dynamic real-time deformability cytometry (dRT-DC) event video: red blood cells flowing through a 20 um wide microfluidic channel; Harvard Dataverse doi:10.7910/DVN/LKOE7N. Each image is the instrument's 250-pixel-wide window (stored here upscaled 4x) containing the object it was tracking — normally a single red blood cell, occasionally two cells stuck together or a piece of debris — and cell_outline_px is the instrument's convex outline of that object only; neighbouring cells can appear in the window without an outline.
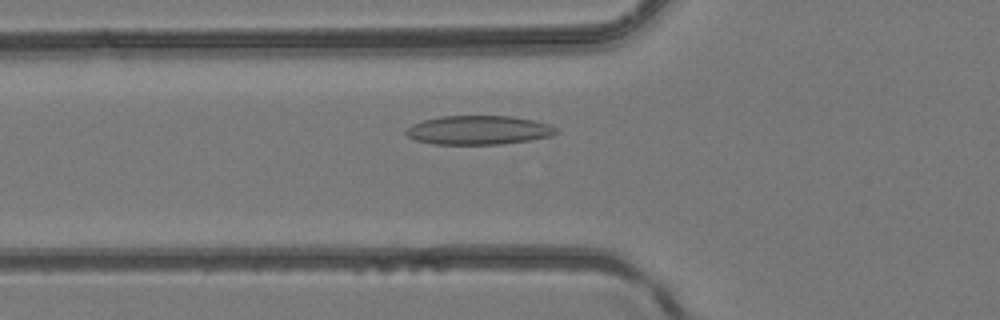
{"species": "common noctule bat (a hibernating species)", "species_latin": "Nyctalus noctula", "temperature_condition": "room temperature", "stored_images_in_passage": 30, "camera_frame_rate_fps": 3000, "um_per_image_px": 0.085, "animal": {"sex": "female", "body_mass_g": 24.6, "forearm_length_mm": 56.2}, "frame": {"image": 1, "passage_image": 3, "time_ms": 0.667, "image_size_px": [1000, 320], "cell_outline_px": [[560, 132], [548, 136], [532, 140], [500, 144], [432, 144], [416, 140], [408, 136], [404, 132], [404, 128], [412, 124], [424, 120], [440, 116], [512, 116], [552, 124]], "centroid_in_image_um": [40.67, 11.06], "position_along_channel_um": 85.1, "area_um2": 25.49}}
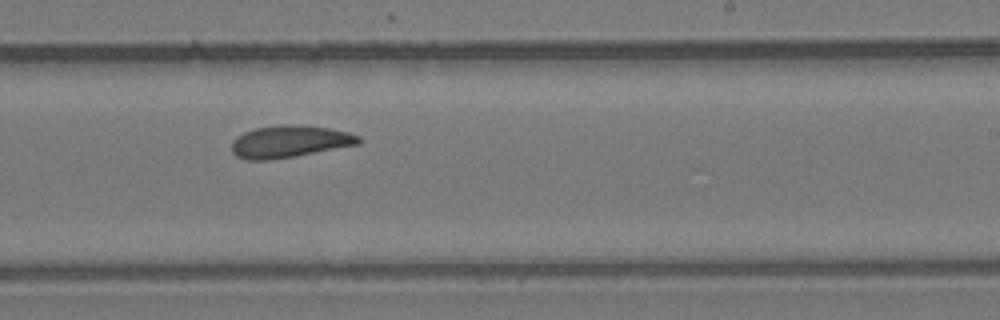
{"frame": {"image": 2, "passage_image": 14, "time_ms": 4.333, "image_size_px": [1000, 320], "cell_outline_px": [[360, 144], [296, 156], [268, 160], [244, 160], [236, 156], [232, 152], [232, 140], [236, 136], [244, 132], [256, 128], [328, 128], [348, 132], [360, 136]], "centroid_in_image_um": [24.58, 12.1], "position_along_channel_um": 264.4, "area_um2": 22.66}}
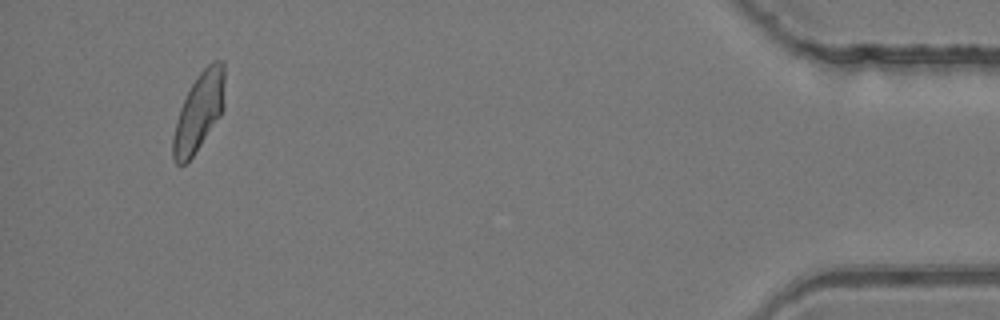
{"frame": {"image": 3, "passage_image": 28, "time_ms": 9.0, "image_size_px": [1000, 320], "cell_outline_px": [[224, 108], [220, 116], [192, 156], [184, 164], [176, 164], [172, 156], [172, 136], [176, 120], [180, 108], [196, 76], [212, 60], [224, 60]], "centroid_in_image_um": [16.91, 9.47], "position_along_channel_um": 418.3, "area_um2": 23.41}}